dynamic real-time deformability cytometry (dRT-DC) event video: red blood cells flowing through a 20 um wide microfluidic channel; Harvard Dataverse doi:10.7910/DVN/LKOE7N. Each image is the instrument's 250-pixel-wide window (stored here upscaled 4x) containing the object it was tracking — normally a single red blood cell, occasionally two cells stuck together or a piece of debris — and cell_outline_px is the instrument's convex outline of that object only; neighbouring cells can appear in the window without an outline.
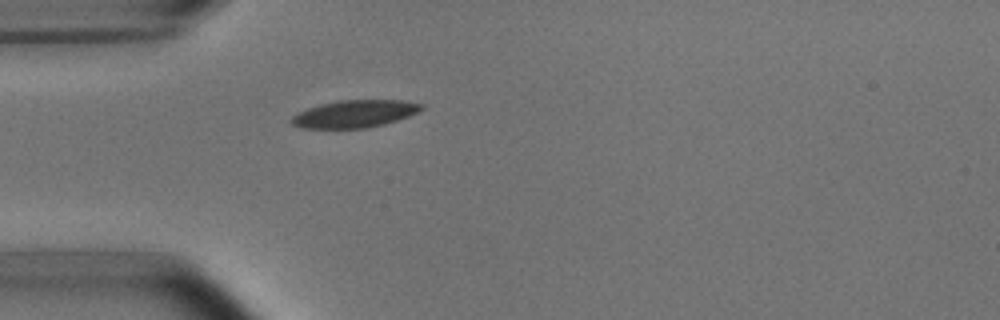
{"species": "common noctule bat (a hibernating species)", "species_latin": "Nyctalus noctula", "temperature_condition": "room temperature", "stored_images_in_passage": 1, "camera_frame_rate_fps": 3000, "um_per_image_px": 0.085, "animal": {"sex": "male", "body_mass_g": 15.6}, "frame": {"image": 1, "passage_image": 1, "time_ms": 0.0, "image_size_px": [1000, 320], "cell_outline_px": [[424, 108], [408, 116], [384, 124], [364, 128], [300, 128], [292, 124], [288, 120], [292, 116], [308, 108], [320, 104], [336, 100], [404, 100], [424, 104]], "centroid_in_image_um": [30.12, 9.67], "position_along_channel_um": 54.9, "area_um2": 20.75}}